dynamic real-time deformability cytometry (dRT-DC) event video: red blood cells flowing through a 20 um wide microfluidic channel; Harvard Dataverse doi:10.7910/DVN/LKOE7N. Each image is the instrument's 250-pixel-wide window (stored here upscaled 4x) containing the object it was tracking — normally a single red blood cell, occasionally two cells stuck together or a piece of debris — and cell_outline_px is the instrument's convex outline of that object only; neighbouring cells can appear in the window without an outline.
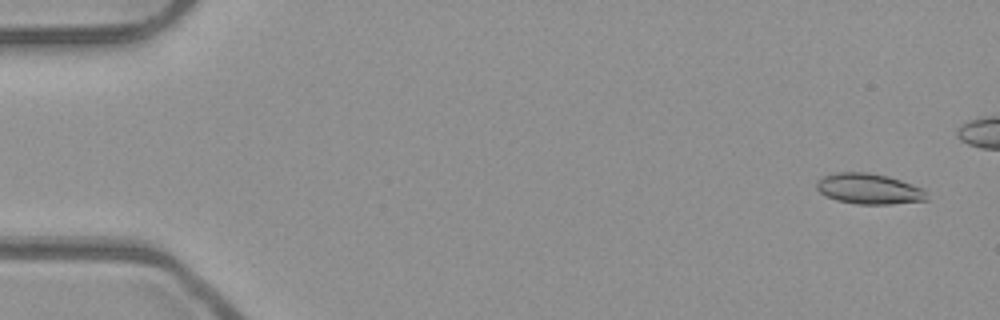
{"species": "common noctule bat (a hibernating species)", "species_latin": "Nyctalus noctula", "temperature_condition": "room temperature", "stored_images_in_passage": 46, "camera_frame_rate_fps": 3000, "um_per_image_px": 0.085, "animal": {"sex": "male", "body_mass_g": 23.1, "forearm_length_mm": 52.7}, "frame": {"image": 1, "passage_image": 3, "time_ms": 0.667, "image_size_px": [1000, 320], "cell_outline_px": [[928, 200], [892, 204], [856, 204], [836, 200], [820, 192], [816, 188], [816, 184], [824, 176], [836, 172], [868, 172], [888, 176], [924, 188]], "centroid_in_image_um": [73.89, 16.05], "position_along_channel_um": 11.1, "area_um2": 19.59}}
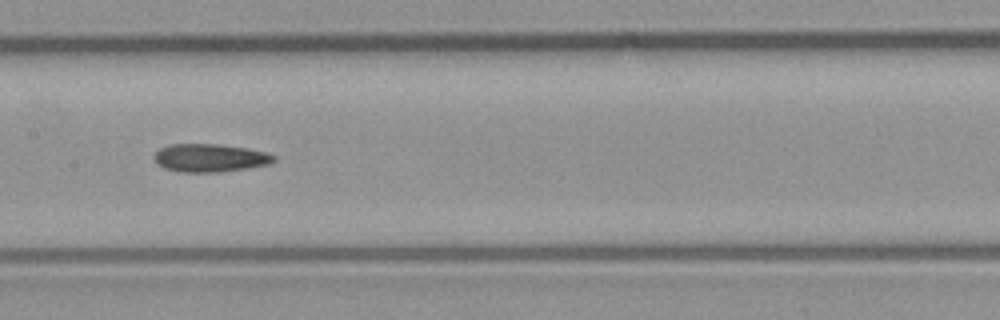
{"frame": {"image": 2, "passage_image": 27, "time_ms": 8.667, "image_size_px": [1000, 320], "cell_outline_px": [[276, 160], [268, 164], [248, 168], [220, 172], [180, 172], [164, 168], [156, 164], [152, 156], [160, 148], [168, 144], [216, 144], [248, 148], [264, 152], [276, 156]], "centroid_in_image_um": [17.81, 13.42], "position_along_channel_um": 189.6, "area_um2": 19.71}}
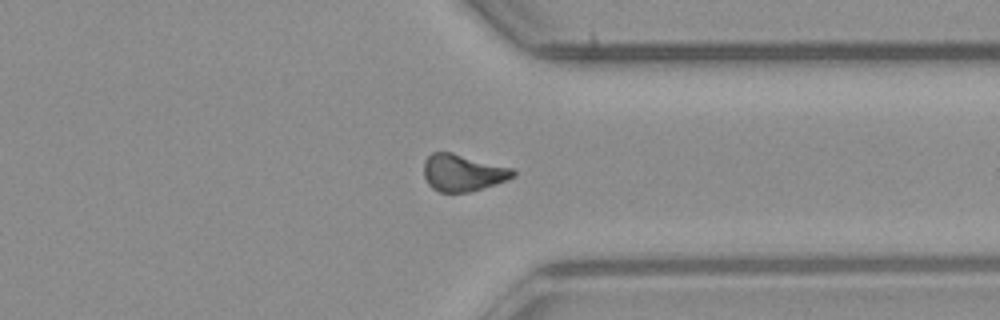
{"frame": {"image": 3, "passage_image": 41, "time_ms": 13.333, "image_size_px": [1000, 320], "cell_outline_px": [[516, 176], [508, 180], [468, 192], [440, 192], [432, 188], [428, 184], [424, 176], [424, 160], [432, 152], [452, 152], [516, 168]], "centroid_in_image_um": [39.38, 14.66], "position_along_channel_um": 372.0, "area_um2": 19.48}}